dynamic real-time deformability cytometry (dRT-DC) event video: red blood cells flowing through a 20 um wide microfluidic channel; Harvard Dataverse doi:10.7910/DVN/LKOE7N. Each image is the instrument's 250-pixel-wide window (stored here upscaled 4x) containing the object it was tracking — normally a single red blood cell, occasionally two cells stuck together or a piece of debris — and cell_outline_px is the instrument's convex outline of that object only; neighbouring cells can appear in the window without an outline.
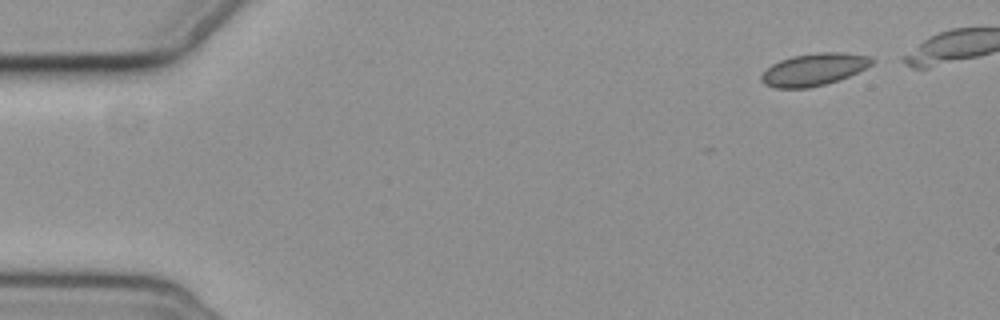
{"species": "common noctule bat (a hibernating species)", "species_latin": "Nyctalus noctula", "temperature_condition": "cold", "stored_images_in_passage": 6, "camera_frame_rate_fps": 3000, "um_per_image_px": 0.085, "animal": {"sex": "female", "body_mass_g": 19.3, "forearm_length_mm": 54.1}, "frame": {"image": 1, "passage_image": 1, "time_ms": 0.0, "image_size_px": [1000, 320], "cell_outline_px": [[876, 60], [872, 64], [840, 80], [808, 88], [776, 88], [764, 84], [760, 80], [760, 76], [772, 64], [780, 60], [792, 56], [820, 52], [844, 52], [872, 56]], "centroid_in_image_um": [69.19, 5.9], "position_along_channel_um": 15.8, "area_um2": 20.81}}
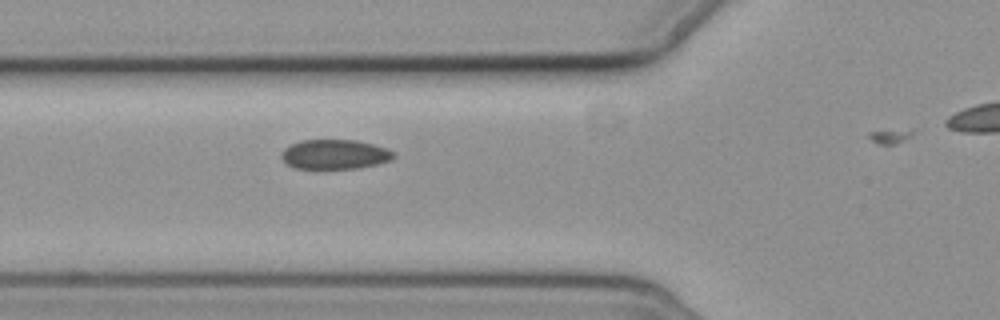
{"frame": {"image": 2, "passage_image": 5, "time_ms": 5.333, "image_size_px": [1000, 320], "cell_outline_px": [[396, 156], [392, 160], [360, 168], [292, 168], [280, 156], [280, 152], [284, 148], [300, 140], [356, 140], [372, 144], [396, 152]], "centroid_in_image_um": [28.45, 13.12], "position_along_channel_um": 97.3, "area_um2": 19.36}}